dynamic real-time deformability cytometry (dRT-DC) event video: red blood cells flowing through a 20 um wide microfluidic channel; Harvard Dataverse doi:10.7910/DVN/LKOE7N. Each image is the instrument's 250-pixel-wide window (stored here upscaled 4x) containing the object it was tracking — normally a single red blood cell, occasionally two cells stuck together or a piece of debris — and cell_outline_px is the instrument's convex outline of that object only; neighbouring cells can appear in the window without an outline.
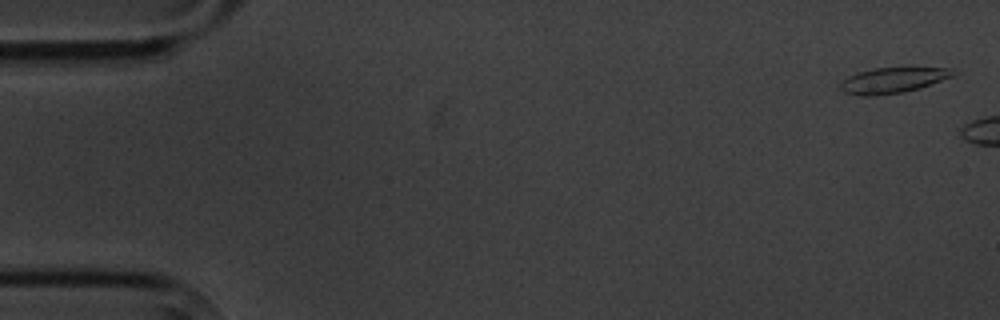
{"species": "common noctule bat (a hibernating species)", "species_latin": "Nyctalus noctula", "temperature_condition": "cold", "stored_images_in_passage": 3, "camera_frame_rate_fps": 3000, "um_per_image_px": 0.085, "animal": {"sex": "male", "body_mass_g": 20.1, "forearm_length_mm": 53.5}, "frame": {"image": 1, "passage_image": 1, "time_ms": 0.0, "image_size_px": [1000, 320], "cell_outline_px": [[960, 72], [956, 76], [920, 88], [904, 92], [876, 96], [860, 96], [844, 92], [840, 88], [840, 80], [848, 76], [872, 68], [952, 68]], "centroid_in_image_um": [75.94, 6.83], "position_along_channel_um": 9.1, "area_um2": 17.11}}